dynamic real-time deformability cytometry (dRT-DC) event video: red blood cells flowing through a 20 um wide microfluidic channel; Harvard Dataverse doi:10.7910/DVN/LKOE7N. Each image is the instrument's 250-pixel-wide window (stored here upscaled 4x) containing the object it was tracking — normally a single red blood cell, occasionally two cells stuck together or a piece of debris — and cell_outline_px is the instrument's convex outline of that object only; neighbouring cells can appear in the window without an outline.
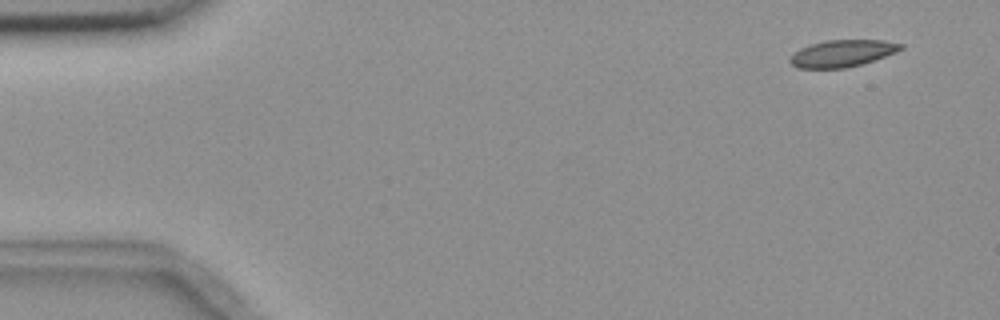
{"species": "common noctule bat (a hibernating species)", "species_latin": "Nyctalus noctula", "temperature_condition": "room temperature", "stored_images_in_passage": 5, "camera_frame_rate_fps": 3000, "um_per_image_px": 0.085, "animal": {"sex": "female", "body_mass_g": 18.4}, "frame": {"image": 1, "passage_image": 1, "time_ms": 0.0, "image_size_px": [1000, 320], "cell_outline_px": [[904, 48], [896, 52], [860, 64], [844, 68], [796, 68], [788, 60], [800, 48], [812, 44], [828, 40], [884, 40], [904, 44]], "centroid_in_image_um": [71.61, 4.53], "position_along_channel_um": 13.4, "area_um2": 17.11}}